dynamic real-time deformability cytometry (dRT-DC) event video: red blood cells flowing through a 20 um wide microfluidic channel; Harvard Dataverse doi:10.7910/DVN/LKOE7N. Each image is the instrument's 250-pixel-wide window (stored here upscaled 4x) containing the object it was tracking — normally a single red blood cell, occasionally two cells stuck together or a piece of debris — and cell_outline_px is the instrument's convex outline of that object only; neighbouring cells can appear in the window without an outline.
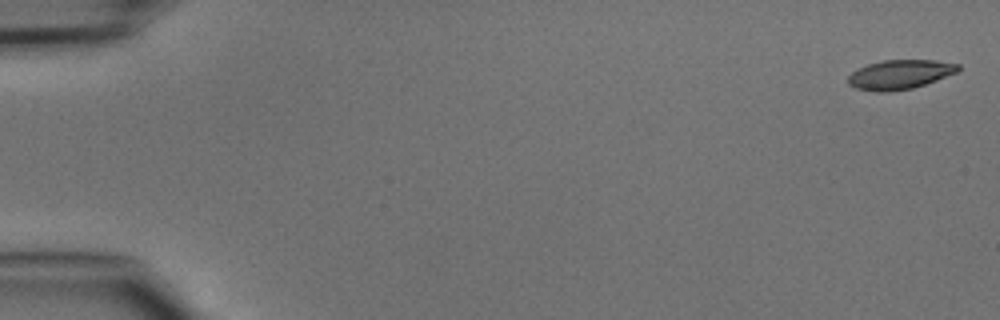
{"species": "common noctule bat (a hibernating species)", "species_latin": "Nyctalus noctula", "temperature_condition": "cold", "stored_images_in_passage": 45, "camera_frame_rate_fps": 3000, "um_per_image_px": 0.085, "animal": {"sex": "male", "body_mass_g": 15.6}, "frame": {"image": 1, "passage_image": 1, "time_ms": 0.0, "image_size_px": [1000, 320], "cell_outline_px": [[960, 68], [956, 72], [936, 80], [912, 88], [884, 92], [876, 92], [856, 88], [848, 84], [848, 76], [852, 72], [868, 64], [884, 60], [936, 60], [960, 64]], "centroid_in_image_um": [76.48, 6.33], "position_along_channel_um": 8.5, "area_um2": 18.61}}
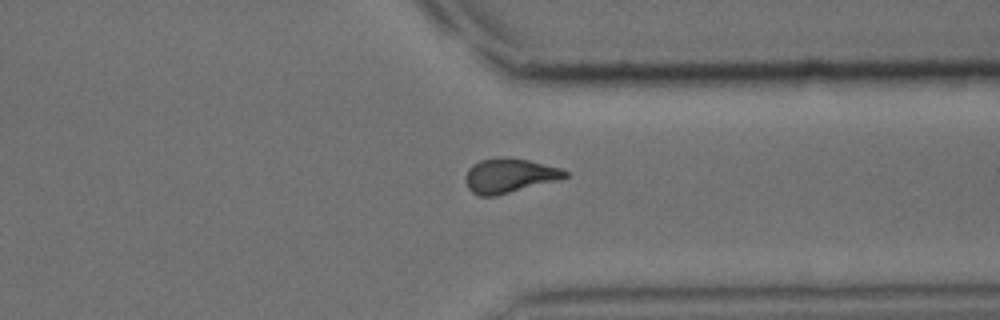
{"frame": {"image": 2, "passage_image": 37, "time_ms": 12.0, "image_size_px": [1000, 320], "cell_outline_px": [[568, 176], [556, 180], [496, 196], [480, 196], [472, 192], [468, 188], [464, 180], [464, 176], [468, 168], [472, 164], [480, 160], [500, 156], [504, 156], [528, 160], [564, 168], [568, 172]], "centroid_in_image_um": [43.26, 14.91], "position_along_channel_um": 368.1, "area_um2": 20.17}}
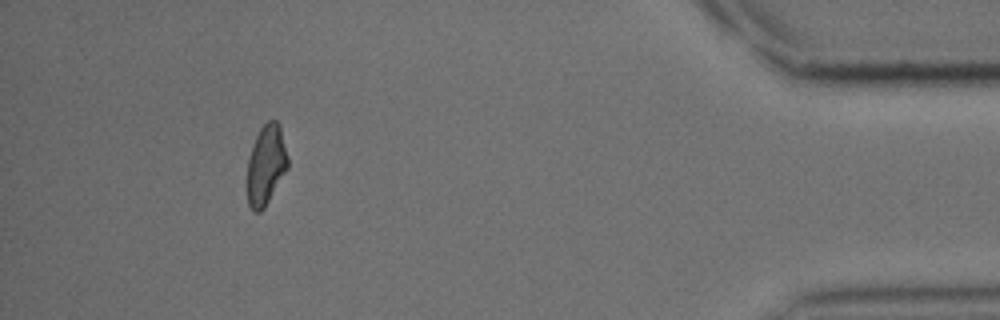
{"frame": {"image": 3, "passage_image": 44, "time_ms": 14.333, "image_size_px": [1000, 320], "cell_outline_px": [[288, 168], [264, 208], [260, 212], [252, 212], [248, 204], [244, 184], [248, 156], [252, 144], [260, 128], [268, 120], [276, 120], [280, 124], [288, 156]], "centroid_in_image_um": [22.56, 14.05], "position_along_channel_um": 412.6, "area_um2": 19.71}}